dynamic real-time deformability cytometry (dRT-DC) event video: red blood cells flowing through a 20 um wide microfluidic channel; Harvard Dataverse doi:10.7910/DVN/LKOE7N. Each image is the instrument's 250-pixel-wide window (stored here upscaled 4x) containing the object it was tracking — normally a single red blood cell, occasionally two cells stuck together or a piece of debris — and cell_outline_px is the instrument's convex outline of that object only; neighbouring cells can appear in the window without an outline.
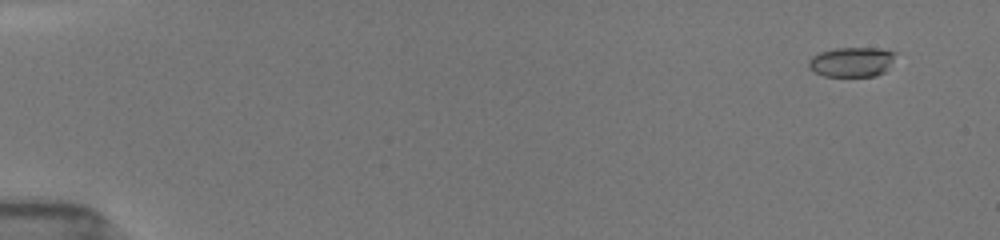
{"species": "common noctule bat (a hibernating species)", "species_latin": "Nyctalus noctula", "temperature_condition": "room temperature", "stored_images_in_passage": 25, "camera_frame_rate_fps": 3000, "um_per_image_px": 0.085, "animal": {"sex": "female", "body_mass_g": 19.5, "forearm_length_mm": 54.1}, "frame": {"image": 1, "passage_image": 4, "time_ms": 0.667, "image_size_px": [1000, 240], "cell_outline_px": [[896, 52], [892, 60], [884, 72], [876, 76], [824, 76], [808, 68], [808, 60], [812, 56], [820, 52], [832, 48], [876, 48]], "centroid_in_image_um": [72.35, 5.26], "position_along_channel_um": 12.6, "area_um2": 14.97}}
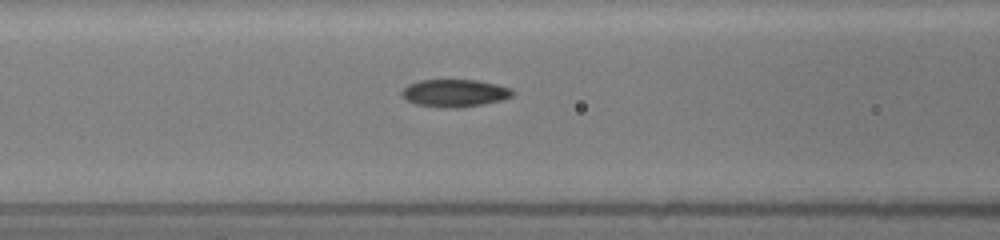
{"frame": {"image": 2, "passage_image": 21, "time_ms": 7.333, "image_size_px": [1000, 240], "cell_outline_px": [[516, 92], [512, 96], [500, 100], [460, 108], [444, 108], [416, 104], [408, 100], [400, 92], [408, 84], [420, 80], [476, 80], [496, 84], [512, 88]], "centroid_in_image_um": [38.66, 7.91], "position_along_channel_um": 127.9, "area_um2": 17.69}}
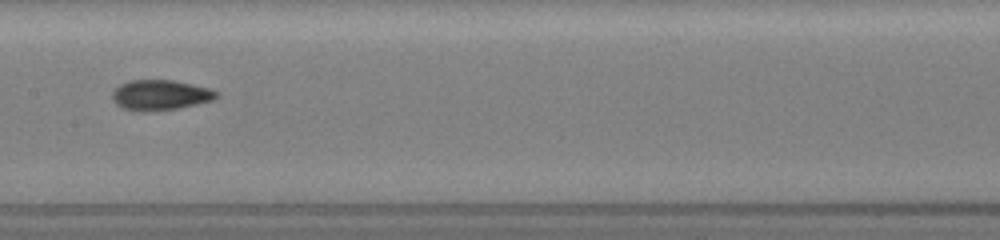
{"frame": {"image": 3, "passage_image": 24, "time_ms": 9.0, "image_size_px": [1000, 240], "cell_outline_px": [[220, 92], [212, 100], [196, 104], [176, 108], [144, 112], [124, 108], [116, 104], [112, 100], [112, 92], [120, 84], [128, 80], [172, 80], [192, 84], [208, 88]], "centroid_in_image_um": [13.59, 8.07], "position_along_channel_um": 193.8, "area_um2": 18.21}}